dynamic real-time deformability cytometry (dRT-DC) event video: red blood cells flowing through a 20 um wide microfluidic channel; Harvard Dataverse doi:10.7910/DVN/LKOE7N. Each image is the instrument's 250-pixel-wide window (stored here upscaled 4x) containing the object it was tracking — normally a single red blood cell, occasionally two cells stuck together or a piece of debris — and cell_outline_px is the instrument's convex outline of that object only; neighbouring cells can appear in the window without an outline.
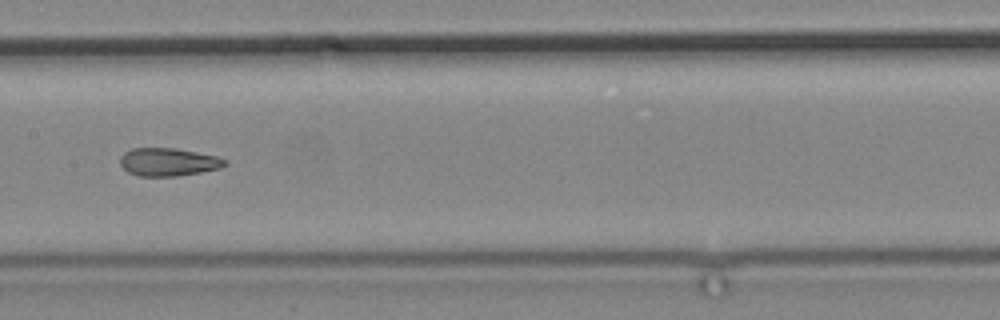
{"species": "common noctule bat (a hibernating species)", "species_latin": "Nyctalus noctula", "temperature_condition": "cold", "stored_images_in_passage": 13, "camera_frame_rate_fps": 3000, "um_per_image_px": 0.085, "animal": {"sex": "male", "body_mass_g": 19.2, "forearm_length_mm": 51.8}, "frame": {"image": 1, "passage_image": 6, "time_ms": 5.667, "image_size_px": [1000, 320], "cell_outline_px": [[228, 164], [220, 168], [200, 172], [176, 176], [140, 176], [128, 172], [120, 164], [120, 156], [124, 152], [132, 148], [176, 148], [216, 156], [228, 160]], "centroid_in_image_um": [14.31, 13.76], "position_along_channel_um": 193.1, "area_um2": 17.11}}
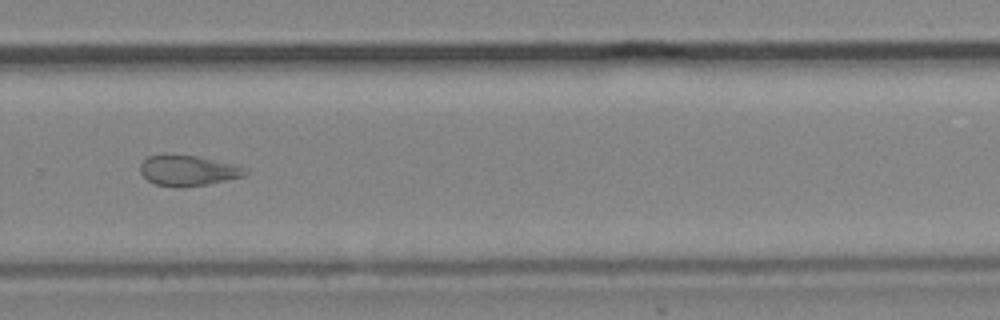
{"frame": {"image": 2, "passage_image": 9, "time_ms": 9.333, "image_size_px": [1000, 320], "cell_outline_px": [[248, 172], [244, 176], [208, 184], [180, 188], [156, 184], [148, 180], [140, 172], [140, 164], [148, 156], [196, 156], [232, 164], [244, 168]], "centroid_in_image_um": [15.97, 14.53], "position_along_channel_um": 313.8, "area_um2": 18.15}}
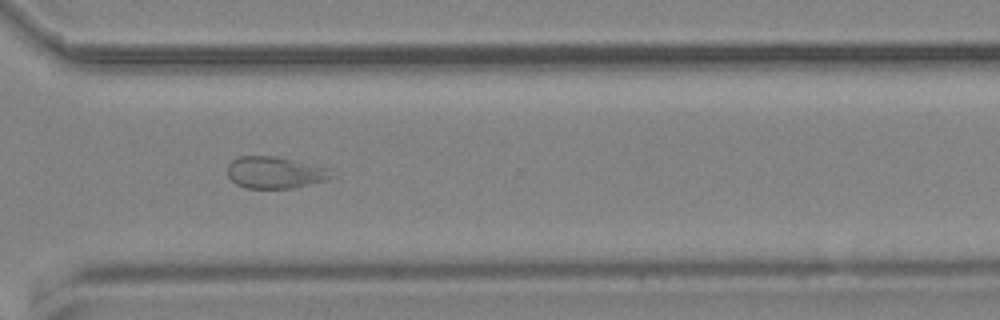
{"frame": {"image": 3, "passage_image": 10, "time_ms": 10.333, "image_size_px": [1000, 320], "cell_outline_px": [[336, 176], [328, 180], [292, 188], [244, 188], [236, 184], [228, 176], [228, 164], [232, 160], [240, 156], [276, 156], [328, 168]], "centroid_in_image_um": [23.39, 14.67], "position_along_channel_um": 347.2, "area_um2": 19.31}}